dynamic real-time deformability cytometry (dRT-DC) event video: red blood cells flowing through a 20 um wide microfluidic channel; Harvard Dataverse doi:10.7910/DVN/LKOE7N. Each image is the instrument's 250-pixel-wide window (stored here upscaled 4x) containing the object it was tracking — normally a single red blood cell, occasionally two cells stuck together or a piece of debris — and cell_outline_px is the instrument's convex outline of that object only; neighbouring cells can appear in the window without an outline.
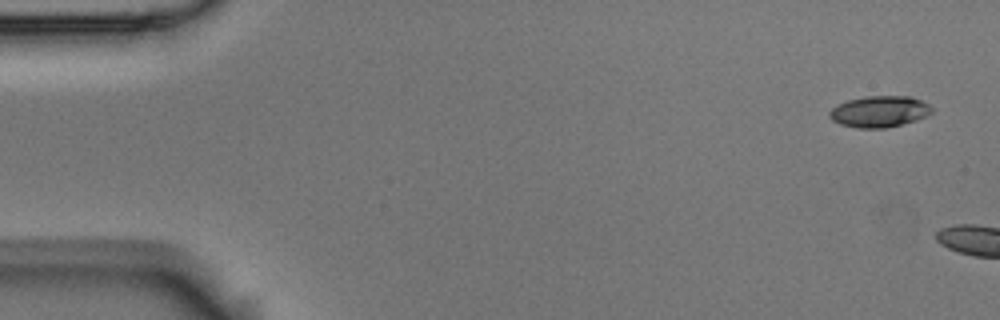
{"species": "Egyptian fruit bat (a non-hibernating species)", "species_latin": "Rousettus aegyptiacus", "temperature_condition": "room temperature", "stored_images_in_passage": 3, "camera_frame_rate_fps": 3000, "um_per_image_px": 0.085, "animal": {"sex": "male"}, "frame": {"image": 1, "passage_image": 1, "time_ms": 0.0, "image_size_px": [1000, 320], "cell_outline_px": [[932, 112], [916, 120], [884, 128], [856, 128], [840, 124], [832, 120], [828, 116], [828, 112], [832, 108], [848, 100], [868, 96], [912, 96], [928, 104], [932, 108]], "centroid_in_image_um": [74.73, 9.48], "position_along_channel_um": 10.3, "area_um2": 18.5}}